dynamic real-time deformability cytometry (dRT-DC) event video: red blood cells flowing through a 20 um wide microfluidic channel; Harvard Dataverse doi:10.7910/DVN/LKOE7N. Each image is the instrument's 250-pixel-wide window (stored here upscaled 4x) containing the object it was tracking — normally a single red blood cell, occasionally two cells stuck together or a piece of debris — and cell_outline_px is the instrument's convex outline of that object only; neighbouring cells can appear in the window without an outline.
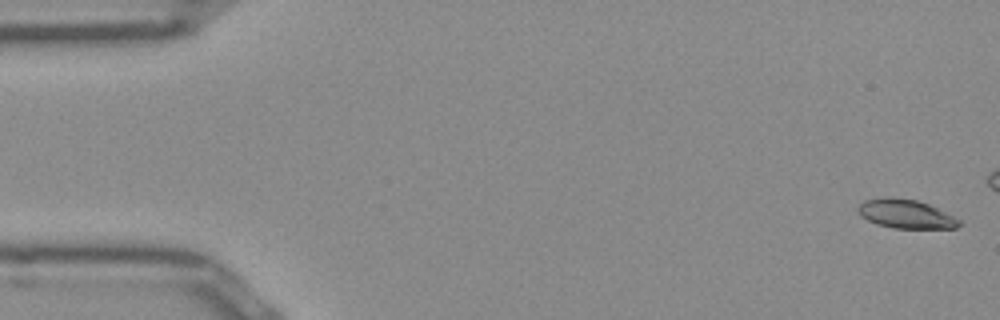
{"species": "Egyptian fruit bat (a non-hibernating species)", "species_latin": "Rousettus aegyptiacus", "temperature_condition": "room temperature", "stored_images_in_passage": 15, "camera_frame_rate_fps": 3000, "um_per_image_px": 0.085, "frame": {"image": 1, "passage_image": 1, "time_ms": 0.0, "image_size_px": [1000, 320], "cell_outline_px": [[960, 224], [956, 228], [892, 228], [876, 224], [860, 216], [856, 208], [864, 200], [892, 196], [916, 200], [928, 204], [960, 220]], "centroid_in_image_um": [76.93, 18.18], "position_along_channel_um": 8.1, "area_um2": 16.94}}